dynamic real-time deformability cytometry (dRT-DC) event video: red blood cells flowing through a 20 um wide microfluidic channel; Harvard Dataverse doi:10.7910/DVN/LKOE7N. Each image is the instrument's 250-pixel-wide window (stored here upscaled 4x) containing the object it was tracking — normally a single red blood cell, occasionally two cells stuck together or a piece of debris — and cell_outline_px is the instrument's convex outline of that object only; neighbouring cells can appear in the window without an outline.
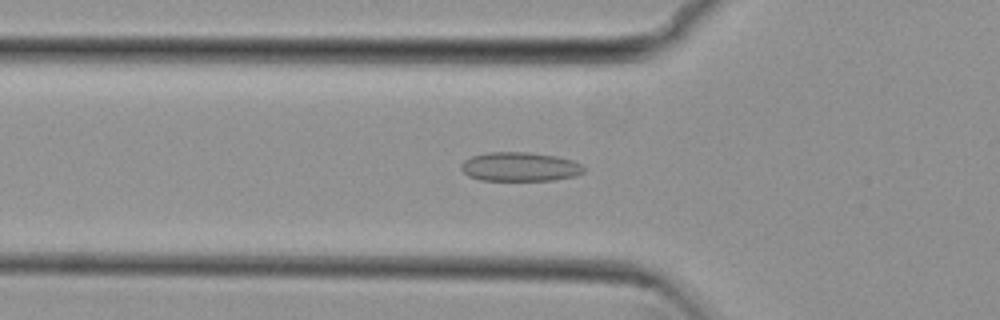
{"species": "common noctule bat (a hibernating species)", "species_latin": "Nyctalus noctula", "temperature_condition": "cold", "stored_images_in_passage": 50, "camera_frame_rate_fps": 3000, "um_per_image_px": 0.085, "animal": {"sex": "female", "body_mass_g": 29.2, "forearm_length_mm": 56.3}, "frame": {"image": 1, "passage_image": 18, "time_ms": 5.667, "image_size_px": [1000, 320], "cell_outline_px": [[584, 172], [576, 176], [552, 180], [480, 180], [468, 176], [460, 168], [460, 164], [464, 160], [472, 156], [488, 152], [528, 152], [556, 156], [572, 160], [580, 164], [584, 168]], "centroid_in_image_um": [44.17, 14.17], "position_along_channel_um": 81.6, "area_um2": 20.81}}
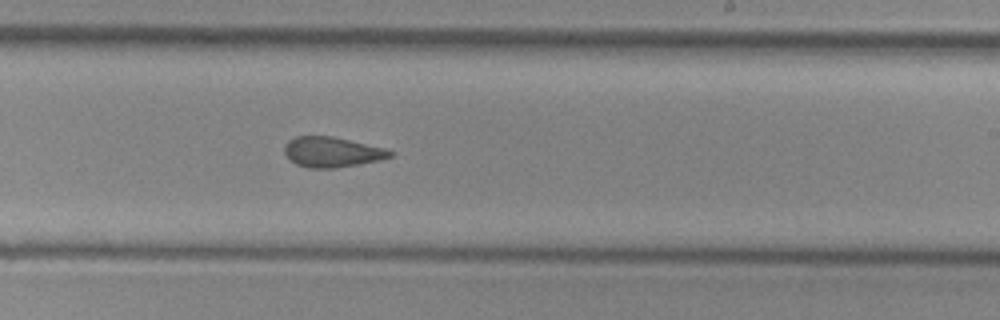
{"frame": {"image": 2, "passage_image": 32, "time_ms": 10.333, "image_size_px": [1000, 320], "cell_outline_px": [[392, 156], [380, 160], [336, 168], [308, 168], [296, 164], [284, 152], [284, 144], [288, 140], [296, 136], [332, 136], [384, 148], [392, 152]], "centroid_in_image_um": [28.19, 12.92], "position_along_channel_um": 260.8, "area_um2": 18.44}}
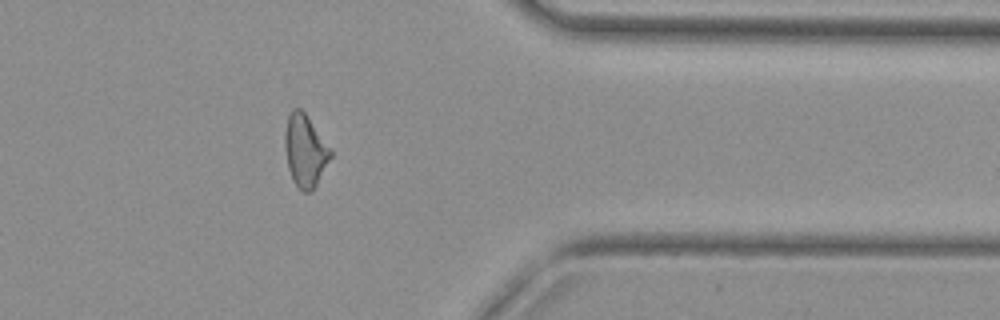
{"frame": {"image": 3, "passage_image": 43, "time_ms": 14.0, "image_size_px": [1000, 320], "cell_outline_px": [[332, 156], [312, 192], [304, 192], [292, 180], [288, 168], [284, 148], [284, 132], [288, 116], [292, 108], [300, 108], [308, 116], [332, 148]], "centroid_in_image_um": [25.94, 12.78], "position_along_channel_um": 385.5, "area_um2": 19.54}, "authors_computed_cell_mechanics": {"area_um2": 19.5653, "velocity_mm_per_s": 3.8327, "shape_relaxation_time_tau1_ms": null, "shape_relaxation_time_tau2_ms": 2.3331, "deformation_change_tau1": null, "deformation_change_tau2": 0.0807}}